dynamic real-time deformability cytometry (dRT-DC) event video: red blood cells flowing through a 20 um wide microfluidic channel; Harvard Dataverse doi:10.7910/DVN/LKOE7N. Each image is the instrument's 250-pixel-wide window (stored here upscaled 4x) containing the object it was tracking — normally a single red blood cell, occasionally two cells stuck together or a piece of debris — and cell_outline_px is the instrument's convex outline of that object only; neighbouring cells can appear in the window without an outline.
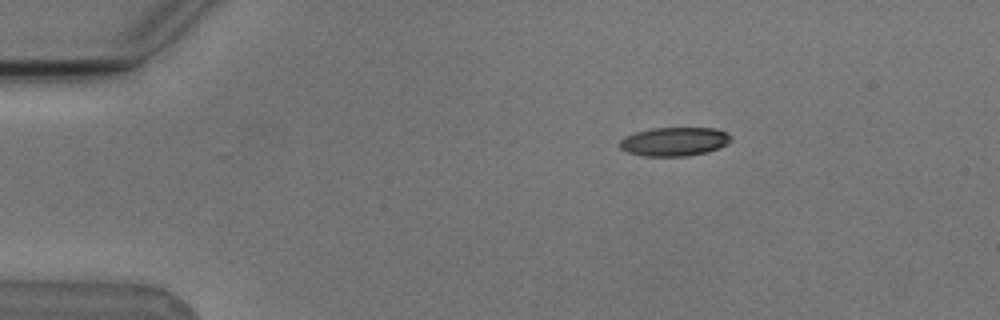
{"species": "Egyptian fruit bat (a non-hibernating species)", "species_latin": "Rousettus aegyptiacus", "temperature_condition": "cold", "stored_images_in_passage": 3, "camera_frame_rate_fps": 3000, "um_per_image_px": 0.085, "animal": {"sex": "male"}, "frame": {"image": 1, "passage_image": 1, "time_ms": 0.0, "image_size_px": [1000, 320], "cell_outline_px": [[732, 140], [728, 144], [708, 152], [684, 156], [644, 156], [628, 152], [620, 148], [620, 140], [624, 136], [636, 132], [652, 128], [716, 128], [732, 136]], "centroid_in_image_um": [57.33, 12.03], "position_along_channel_um": 27.7, "area_um2": 18.67}}